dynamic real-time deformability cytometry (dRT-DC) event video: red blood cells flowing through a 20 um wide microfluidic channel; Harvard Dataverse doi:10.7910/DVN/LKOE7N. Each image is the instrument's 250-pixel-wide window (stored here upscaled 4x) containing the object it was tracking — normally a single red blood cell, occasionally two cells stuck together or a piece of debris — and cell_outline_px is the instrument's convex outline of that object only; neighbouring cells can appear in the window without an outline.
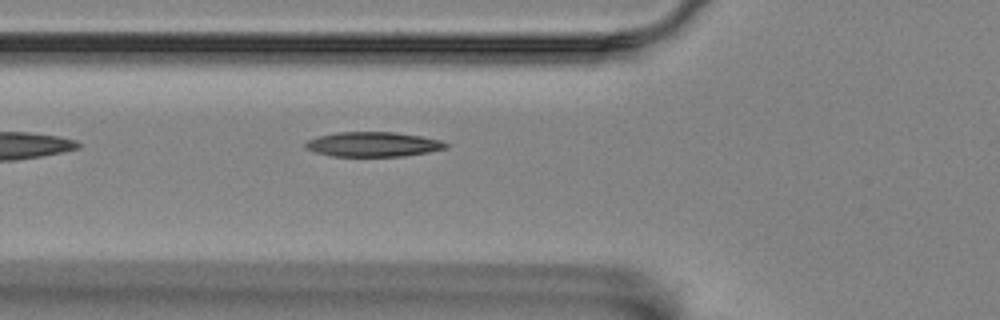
{"species": "Egyptian fruit bat (a non-hibernating species)", "species_latin": "Rousettus aegyptiacus", "temperature_condition": "room temperature", "stored_images_in_passage": 5, "camera_frame_rate_fps": 3000, "um_per_image_px": 0.085, "animal": {"sex": "female"}, "frame": {"image": 1, "passage_image": 5, "time_ms": 1.333, "image_size_px": [1000, 320], "cell_outline_px": [[448, 148], [428, 152], [404, 156], [332, 156], [316, 152], [304, 148], [304, 144], [308, 140], [316, 136], [336, 132], [396, 132], [420, 136], [440, 140], [448, 144]], "centroid_in_image_um": [31.69, 12.26], "position_along_channel_um": 94.1, "area_um2": 20.29}}